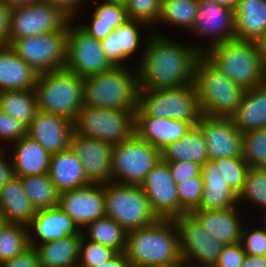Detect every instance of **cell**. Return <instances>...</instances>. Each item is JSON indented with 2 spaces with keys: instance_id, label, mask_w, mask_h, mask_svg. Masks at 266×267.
<instances>
[{
  "instance_id": "obj_43",
  "label": "cell",
  "mask_w": 266,
  "mask_h": 267,
  "mask_svg": "<svg viewBox=\"0 0 266 267\" xmlns=\"http://www.w3.org/2000/svg\"><path fill=\"white\" fill-rule=\"evenodd\" d=\"M215 163H221V174L226 180L227 185L233 192L239 195L244 187L246 174L249 165L243 158H225L214 160Z\"/></svg>"
},
{
  "instance_id": "obj_47",
  "label": "cell",
  "mask_w": 266,
  "mask_h": 267,
  "mask_svg": "<svg viewBox=\"0 0 266 267\" xmlns=\"http://www.w3.org/2000/svg\"><path fill=\"white\" fill-rule=\"evenodd\" d=\"M27 135V126L0 110V142H17ZM1 147V146H0Z\"/></svg>"
},
{
  "instance_id": "obj_3",
  "label": "cell",
  "mask_w": 266,
  "mask_h": 267,
  "mask_svg": "<svg viewBox=\"0 0 266 267\" xmlns=\"http://www.w3.org/2000/svg\"><path fill=\"white\" fill-rule=\"evenodd\" d=\"M202 55L245 90L266 84V62L256 41L229 40L213 45Z\"/></svg>"
},
{
  "instance_id": "obj_5",
  "label": "cell",
  "mask_w": 266,
  "mask_h": 267,
  "mask_svg": "<svg viewBox=\"0 0 266 267\" xmlns=\"http://www.w3.org/2000/svg\"><path fill=\"white\" fill-rule=\"evenodd\" d=\"M112 67L103 73L83 78L84 105L102 109L136 110L138 70ZM136 70V71H135Z\"/></svg>"
},
{
  "instance_id": "obj_13",
  "label": "cell",
  "mask_w": 266,
  "mask_h": 267,
  "mask_svg": "<svg viewBox=\"0 0 266 267\" xmlns=\"http://www.w3.org/2000/svg\"><path fill=\"white\" fill-rule=\"evenodd\" d=\"M112 67L101 48L100 40L71 20L68 23L67 59L64 68L85 78L103 73Z\"/></svg>"
},
{
  "instance_id": "obj_2",
  "label": "cell",
  "mask_w": 266,
  "mask_h": 267,
  "mask_svg": "<svg viewBox=\"0 0 266 267\" xmlns=\"http://www.w3.org/2000/svg\"><path fill=\"white\" fill-rule=\"evenodd\" d=\"M125 254L132 267L184 266L177 227L171 218H159L128 232Z\"/></svg>"
},
{
  "instance_id": "obj_33",
  "label": "cell",
  "mask_w": 266,
  "mask_h": 267,
  "mask_svg": "<svg viewBox=\"0 0 266 267\" xmlns=\"http://www.w3.org/2000/svg\"><path fill=\"white\" fill-rule=\"evenodd\" d=\"M92 21L89 23L77 24L89 35L97 40L105 39L118 26L123 24L127 18L126 8L120 4L101 2L95 5L93 10ZM91 22V23H90Z\"/></svg>"
},
{
  "instance_id": "obj_28",
  "label": "cell",
  "mask_w": 266,
  "mask_h": 267,
  "mask_svg": "<svg viewBox=\"0 0 266 267\" xmlns=\"http://www.w3.org/2000/svg\"><path fill=\"white\" fill-rule=\"evenodd\" d=\"M266 29V0H238L234 11L236 40L256 41Z\"/></svg>"
},
{
  "instance_id": "obj_12",
  "label": "cell",
  "mask_w": 266,
  "mask_h": 267,
  "mask_svg": "<svg viewBox=\"0 0 266 267\" xmlns=\"http://www.w3.org/2000/svg\"><path fill=\"white\" fill-rule=\"evenodd\" d=\"M72 19L49 0L11 8L6 45L15 39L63 29Z\"/></svg>"
},
{
  "instance_id": "obj_9",
  "label": "cell",
  "mask_w": 266,
  "mask_h": 267,
  "mask_svg": "<svg viewBox=\"0 0 266 267\" xmlns=\"http://www.w3.org/2000/svg\"><path fill=\"white\" fill-rule=\"evenodd\" d=\"M135 110L102 109L83 105L73 121L74 133L111 145L135 135Z\"/></svg>"
},
{
  "instance_id": "obj_27",
  "label": "cell",
  "mask_w": 266,
  "mask_h": 267,
  "mask_svg": "<svg viewBox=\"0 0 266 267\" xmlns=\"http://www.w3.org/2000/svg\"><path fill=\"white\" fill-rule=\"evenodd\" d=\"M48 175L59 193L91 184L71 148L51 154Z\"/></svg>"
},
{
  "instance_id": "obj_59",
  "label": "cell",
  "mask_w": 266,
  "mask_h": 267,
  "mask_svg": "<svg viewBox=\"0 0 266 267\" xmlns=\"http://www.w3.org/2000/svg\"><path fill=\"white\" fill-rule=\"evenodd\" d=\"M1 1L11 9L21 5H30L31 3L37 2L39 0H1Z\"/></svg>"
},
{
  "instance_id": "obj_41",
  "label": "cell",
  "mask_w": 266,
  "mask_h": 267,
  "mask_svg": "<svg viewBox=\"0 0 266 267\" xmlns=\"http://www.w3.org/2000/svg\"><path fill=\"white\" fill-rule=\"evenodd\" d=\"M242 158L249 167L266 168V128L243 134Z\"/></svg>"
},
{
  "instance_id": "obj_32",
  "label": "cell",
  "mask_w": 266,
  "mask_h": 267,
  "mask_svg": "<svg viewBox=\"0 0 266 267\" xmlns=\"http://www.w3.org/2000/svg\"><path fill=\"white\" fill-rule=\"evenodd\" d=\"M81 236H70L42 244H30L41 267H73L79 260Z\"/></svg>"
},
{
  "instance_id": "obj_52",
  "label": "cell",
  "mask_w": 266,
  "mask_h": 267,
  "mask_svg": "<svg viewBox=\"0 0 266 267\" xmlns=\"http://www.w3.org/2000/svg\"><path fill=\"white\" fill-rule=\"evenodd\" d=\"M5 150L0 147V189L14 177L11 159L6 158Z\"/></svg>"
},
{
  "instance_id": "obj_51",
  "label": "cell",
  "mask_w": 266,
  "mask_h": 267,
  "mask_svg": "<svg viewBox=\"0 0 266 267\" xmlns=\"http://www.w3.org/2000/svg\"><path fill=\"white\" fill-rule=\"evenodd\" d=\"M224 246V243L210 236L206 240L205 254H203V267H215Z\"/></svg>"
},
{
  "instance_id": "obj_46",
  "label": "cell",
  "mask_w": 266,
  "mask_h": 267,
  "mask_svg": "<svg viewBox=\"0 0 266 267\" xmlns=\"http://www.w3.org/2000/svg\"><path fill=\"white\" fill-rule=\"evenodd\" d=\"M262 228L249 227L242 230L241 244L246 255L266 256V219Z\"/></svg>"
},
{
  "instance_id": "obj_24",
  "label": "cell",
  "mask_w": 266,
  "mask_h": 267,
  "mask_svg": "<svg viewBox=\"0 0 266 267\" xmlns=\"http://www.w3.org/2000/svg\"><path fill=\"white\" fill-rule=\"evenodd\" d=\"M172 219L177 227L179 249L184 266L203 267V254H205L206 240L210 234L191 214L176 216Z\"/></svg>"
},
{
  "instance_id": "obj_35",
  "label": "cell",
  "mask_w": 266,
  "mask_h": 267,
  "mask_svg": "<svg viewBox=\"0 0 266 267\" xmlns=\"http://www.w3.org/2000/svg\"><path fill=\"white\" fill-rule=\"evenodd\" d=\"M0 110L28 126L38 111L35 90L0 92Z\"/></svg>"
},
{
  "instance_id": "obj_50",
  "label": "cell",
  "mask_w": 266,
  "mask_h": 267,
  "mask_svg": "<svg viewBox=\"0 0 266 267\" xmlns=\"http://www.w3.org/2000/svg\"><path fill=\"white\" fill-rule=\"evenodd\" d=\"M0 267H41V264L35 249L30 246L27 250L5 262Z\"/></svg>"
},
{
  "instance_id": "obj_30",
  "label": "cell",
  "mask_w": 266,
  "mask_h": 267,
  "mask_svg": "<svg viewBox=\"0 0 266 267\" xmlns=\"http://www.w3.org/2000/svg\"><path fill=\"white\" fill-rule=\"evenodd\" d=\"M0 213L8 223H20L26 226L36 214V209L24 193L20 178L17 176L0 189Z\"/></svg>"
},
{
  "instance_id": "obj_55",
  "label": "cell",
  "mask_w": 266,
  "mask_h": 267,
  "mask_svg": "<svg viewBox=\"0 0 266 267\" xmlns=\"http://www.w3.org/2000/svg\"><path fill=\"white\" fill-rule=\"evenodd\" d=\"M11 9L0 1V45H6Z\"/></svg>"
},
{
  "instance_id": "obj_8",
  "label": "cell",
  "mask_w": 266,
  "mask_h": 267,
  "mask_svg": "<svg viewBox=\"0 0 266 267\" xmlns=\"http://www.w3.org/2000/svg\"><path fill=\"white\" fill-rule=\"evenodd\" d=\"M104 207L105 216L115 220L127 232L159 219L140 185L105 183Z\"/></svg>"
},
{
  "instance_id": "obj_25",
  "label": "cell",
  "mask_w": 266,
  "mask_h": 267,
  "mask_svg": "<svg viewBox=\"0 0 266 267\" xmlns=\"http://www.w3.org/2000/svg\"><path fill=\"white\" fill-rule=\"evenodd\" d=\"M36 73L10 45H0V92L35 90Z\"/></svg>"
},
{
  "instance_id": "obj_56",
  "label": "cell",
  "mask_w": 266,
  "mask_h": 267,
  "mask_svg": "<svg viewBox=\"0 0 266 267\" xmlns=\"http://www.w3.org/2000/svg\"><path fill=\"white\" fill-rule=\"evenodd\" d=\"M95 267H132L131 262L128 260L125 252L117 253L110 260L101 263Z\"/></svg>"
},
{
  "instance_id": "obj_54",
  "label": "cell",
  "mask_w": 266,
  "mask_h": 267,
  "mask_svg": "<svg viewBox=\"0 0 266 267\" xmlns=\"http://www.w3.org/2000/svg\"><path fill=\"white\" fill-rule=\"evenodd\" d=\"M55 6L60 8L67 16H69L72 20L76 19V15H78L79 4H83L84 0H49ZM86 1V0H85Z\"/></svg>"
},
{
  "instance_id": "obj_21",
  "label": "cell",
  "mask_w": 266,
  "mask_h": 267,
  "mask_svg": "<svg viewBox=\"0 0 266 267\" xmlns=\"http://www.w3.org/2000/svg\"><path fill=\"white\" fill-rule=\"evenodd\" d=\"M149 26L140 20L128 19L118 26L105 39L100 40L101 48L113 67H129L125 60L137 54L142 36L141 27Z\"/></svg>"
},
{
  "instance_id": "obj_17",
  "label": "cell",
  "mask_w": 266,
  "mask_h": 267,
  "mask_svg": "<svg viewBox=\"0 0 266 267\" xmlns=\"http://www.w3.org/2000/svg\"><path fill=\"white\" fill-rule=\"evenodd\" d=\"M113 145L96 138L73 133L70 148L83 164L84 173L91 183L111 182Z\"/></svg>"
},
{
  "instance_id": "obj_40",
  "label": "cell",
  "mask_w": 266,
  "mask_h": 267,
  "mask_svg": "<svg viewBox=\"0 0 266 267\" xmlns=\"http://www.w3.org/2000/svg\"><path fill=\"white\" fill-rule=\"evenodd\" d=\"M246 201L259 205L265 214L262 218L266 219V168L249 167L243 190L238 195V204Z\"/></svg>"
},
{
  "instance_id": "obj_57",
  "label": "cell",
  "mask_w": 266,
  "mask_h": 267,
  "mask_svg": "<svg viewBox=\"0 0 266 267\" xmlns=\"http://www.w3.org/2000/svg\"><path fill=\"white\" fill-rule=\"evenodd\" d=\"M240 267H266V256L246 255Z\"/></svg>"
},
{
  "instance_id": "obj_26",
  "label": "cell",
  "mask_w": 266,
  "mask_h": 267,
  "mask_svg": "<svg viewBox=\"0 0 266 267\" xmlns=\"http://www.w3.org/2000/svg\"><path fill=\"white\" fill-rule=\"evenodd\" d=\"M11 163L14 176L24 177L48 173L51 154L28 135L13 143Z\"/></svg>"
},
{
  "instance_id": "obj_60",
  "label": "cell",
  "mask_w": 266,
  "mask_h": 267,
  "mask_svg": "<svg viewBox=\"0 0 266 267\" xmlns=\"http://www.w3.org/2000/svg\"><path fill=\"white\" fill-rule=\"evenodd\" d=\"M211 1L218 5L232 9L234 11L238 5V0H211Z\"/></svg>"
},
{
  "instance_id": "obj_61",
  "label": "cell",
  "mask_w": 266,
  "mask_h": 267,
  "mask_svg": "<svg viewBox=\"0 0 266 267\" xmlns=\"http://www.w3.org/2000/svg\"><path fill=\"white\" fill-rule=\"evenodd\" d=\"M105 3H112V4H120L125 6L127 3V0H103Z\"/></svg>"
},
{
  "instance_id": "obj_23",
  "label": "cell",
  "mask_w": 266,
  "mask_h": 267,
  "mask_svg": "<svg viewBox=\"0 0 266 267\" xmlns=\"http://www.w3.org/2000/svg\"><path fill=\"white\" fill-rule=\"evenodd\" d=\"M192 126L190 122L171 118L135 117V134L160 151L181 139Z\"/></svg>"
},
{
  "instance_id": "obj_18",
  "label": "cell",
  "mask_w": 266,
  "mask_h": 267,
  "mask_svg": "<svg viewBox=\"0 0 266 267\" xmlns=\"http://www.w3.org/2000/svg\"><path fill=\"white\" fill-rule=\"evenodd\" d=\"M199 8L194 26L190 32L211 41L205 50L213 45L234 40V10L218 5L211 0H198Z\"/></svg>"
},
{
  "instance_id": "obj_11",
  "label": "cell",
  "mask_w": 266,
  "mask_h": 267,
  "mask_svg": "<svg viewBox=\"0 0 266 267\" xmlns=\"http://www.w3.org/2000/svg\"><path fill=\"white\" fill-rule=\"evenodd\" d=\"M68 24L60 30L15 39L10 47L36 73H46L65 67L67 59Z\"/></svg>"
},
{
  "instance_id": "obj_19",
  "label": "cell",
  "mask_w": 266,
  "mask_h": 267,
  "mask_svg": "<svg viewBox=\"0 0 266 267\" xmlns=\"http://www.w3.org/2000/svg\"><path fill=\"white\" fill-rule=\"evenodd\" d=\"M73 122L66 117L37 111L27 126V135L50 154L70 148Z\"/></svg>"
},
{
  "instance_id": "obj_34",
  "label": "cell",
  "mask_w": 266,
  "mask_h": 267,
  "mask_svg": "<svg viewBox=\"0 0 266 267\" xmlns=\"http://www.w3.org/2000/svg\"><path fill=\"white\" fill-rule=\"evenodd\" d=\"M81 233L86 239L109 247L117 253L126 250L128 232L110 217L98 218L81 230Z\"/></svg>"
},
{
  "instance_id": "obj_4",
  "label": "cell",
  "mask_w": 266,
  "mask_h": 267,
  "mask_svg": "<svg viewBox=\"0 0 266 267\" xmlns=\"http://www.w3.org/2000/svg\"><path fill=\"white\" fill-rule=\"evenodd\" d=\"M202 115L231 118L237 111L245 89L232 82L203 55L195 65L194 82Z\"/></svg>"
},
{
  "instance_id": "obj_16",
  "label": "cell",
  "mask_w": 266,
  "mask_h": 267,
  "mask_svg": "<svg viewBox=\"0 0 266 267\" xmlns=\"http://www.w3.org/2000/svg\"><path fill=\"white\" fill-rule=\"evenodd\" d=\"M152 210L159 218L179 216V199L176 184L168 164L161 160L146 175L140 184Z\"/></svg>"
},
{
  "instance_id": "obj_45",
  "label": "cell",
  "mask_w": 266,
  "mask_h": 267,
  "mask_svg": "<svg viewBox=\"0 0 266 267\" xmlns=\"http://www.w3.org/2000/svg\"><path fill=\"white\" fill-rule=\"evenodd\" d=\"M162 0H127V18L140 20L154 28L161 11Z\"/></svg>"
},
{
  "instance_id": "obj_44",
  "label": "cell",
  "mask_w": 266,
  "mask_h": 267,
  "mask_svg": "<svg viewBox=\"0 0 266 267\" xmlns=\"http://www.w3.org/2000/svg\"><path fill=\"white\" fill-rule=\"evenodd\" d=\"M117 252L109 247L86 239L81 234L79 260L80 267H95L113 258Z\"/></svg>"
},
{
  "instance_id": "obj_10",
  "label": "cell",
  "mask_w": 266,
  "mask_h": 267,
  "mask_svg": "<svg viewBox=\"0 0 266 267\" xmlns=\"http://www.w3.org/2000/svg\"><path fill=\"white\" fill-rule=\"evenodd\" d=\"M161 160V151L135 134L129 140L113 145L111 182L140 185Z\"/></svg>"
},
{
  "instance_id": "obj_42",
  "label": "cell",
  "mask_w": 266,
  "mask_h": 267,
  "mask_svg": "<svg viewBox=\"0 0 266 267\" xmlns=\"http://www.w3.org/2000/svg\"><path fill=\"white\" fill-rule=\"evenodd\" d=\"M176 188L179 199V216L190 214L199 207L204 189L202 174L176 184Z\"/></svg>"
},
{
  "instance_id": "obj_37",
  "label": "cell",
  "mask_w": 266,
  "mask_h": 267,
  "mask_svg": "<svg viewBox=\"0 0 266 267\" xmlns=\"http://www.w3.org/2000/svg\"><path fill=\"white\" fill-rule=\"evenodd\" d=\"M199 8L198 0H162L157 23L191 30Z\"/></svg>"
},
{
  "instance_id": "obj_6",
  "label": "cell",
  "mask_w": 266,
  "mask_h": 267,
  "mask_svg": "<svg viewBox=\"0 0 266 267\" xmlns=\"http://www.w3.org/2000/svg\"><path fill=\"white\" fill-rule=\"evenodd\" d=\"M35 92L38 110L75 120L84 105L83 77L66 68L38 74Z\"/></svg>"
},
{
  "instance_id": "obj_36",
  "label": "cell",
  "mask_w": 266,
  "mask_h": 267,
  "mask_svg": "<svg viewBox=\"0 0 266 267\" xmlns=\"http://www.w3.org/2000/svg\"><path fill=\"white\" fill-rule=\"evenodd\" d=\"M22 189L36 210L59 205V192L48 173L19 177Z\"/></svg>"
},
{
  "instance_id": "obj_31",
  "label": "cell",
  "mask_w": 266,
  "mask_h": 267,
  "mask_svg": "<svg viewBox=\"0 0 266 267\" xmlns=\"http://www.w3.org/2000/svg\"><path fill=\"white\" fill-rule=\"evenodd\" d=\"M164 162L189 161L201 166L209 161L202 128L197 124L179 140L161 151Z\"/></svg>"
},
{
  "instance_id": "obj_7",
  "label": "cell",
  "mask_w": 266,
  "mask_h": 267,
  "mask_svg": "<svg viewBox=\"0 0 266 267\" xmlns=\"http://www.w3.org/2000/svg\"><path fill=\"white\" fill-rule=\"evenodd\" d=\"M202 116L194 85L139 89L135 117L171 118L197 125Z\"/></svg>"
},
{
  "instance_id": "obj_62",
  "label": "cell",
  "mask_w": 266,
  "mask_h": 267,
  "mask_svg": "<svg viewBox=\"0 0 266 267\" xmlns=\"http://www.w3.org/2000/svg\"><path fill=\"white\" fill-rule=\"evenodd\" d=\"M8 223L5 217L0 213V231L4 228V226Z\"/></svg>"
},
{
  "instance_id": "obj_53",
  "label": "cell",
  "mask_w": 266,
  "mask_h": 267,
  "mask_svg": "<svg viewBox=\"0 0 266 267\" xmlns=\"http://www.w3.org/2000/svg\"><path fill=\"white\" fill-rule=\"evenodd\" d=\"M201 174L203 180L226 181L221 174V163H215L212 160H209L202 165Z\"/></svg>"
},
{
  "instance_id": "obj_48",
  "label": "cell",
  "mask_w": 266,
  "mask_h": 267,
  "mask_svg": "<svg viewBox=\"0 0 266 267\" xmlns=\"http://www.w3.org/2000/svg\"><path fill=\"white\" fill-rule=\"evenodd\" d=\"M170 169L175 184L182 183L186 179L201 175L202 166L189 161L166 162Z\"/></svg>"
},
{
  "instance_id": "obj_58",
  "label": "cell",
  "mask_w": 266,
  "mask_h": 267,
  "mask_svg": "<svg viewBox=\"0 0 266 267\" xmlns=\"http://www.w3.org/2000/svg\"><path fill=\"white\" fill-rule=\"evenodd\" d=\"M258 50L266 62V29L263 34L256 40Z\"/></svg>"
},
{
  "instance_id": "obj_1",
  "label": "cell",
  "mask_w": 266,
  "mask_h": 267,
  "mask_svg": "<svg viewBox=\"0 0 266 267\" xmlns=\"http://www.w3.org/2000/svg\"><path fill=\"white\" fill-rule=\"evenodd\" d=\"M160 32L147 35L138 70L139 89H163L193 85L195 65L205 46L177 43Z\"/></svg>"
},
{
  "instance_id": "obj_38",
  "label": "cell",
  "mask_w": 266,
  "mask_h": 267,
  "mask_svg": "<svg viewBox=\"0 0 266 267\" xmlns=\"http://www.w3.org/2000/svg\"><path fill=\"white\" fill-rule=\"evenodd\" d=\"M238 206V195L226 181L204 180L203 196L197 210H223Z\"/></svg>"
},
{
  "instance_id": "obj_20",
  "label": "cell",
  "mask_w": 266,
  "mask_h": 267,
  "mask_svg": "<svg viewBox=\"0 0 266 267\" xmlns=\"http://www.w3.org/2000/svg\"><path fill=\"white\" fill-rule=\"evenodd\" d=\"M27 227L30 244H42L82 234L69 215L59 206L36 210Z\"/></svg>"
},
{
  "instance_id": "obj_22",
  "label": "cell",
  "mask_w": 266,
  "mask_h": 267,
  "mask_svg": "<svg viewBox=\"0 0 266 267\" xmlns=\"http://www.w3.org/2000/svg\"><path fill=\"white\" fill-rule=\"evenodd\" d=\"M238 207L223 210H193L190 214L210 234L225 245L241 242L245 224L240 218ZM244 224V226H243Z\"/></svg>"
},
{
  "instance_id": "obj_39",
  "label": "cell",
  "mask_w": 266,
  "mask_h": 267,
  "mask_svg": "<svg viewBox=\"0 0 266 267\" xmlns=\"http://www.w3.org/2000/svg\"><path fill=\"white\" fill-rule=\"evenodd\" d=\"M30 247L28 227L7 223L0 231V266Z\"/></svg>"
},
{
  "instance_id": "obj_14",
  "label": "cell",
  "mask_w": 266,
  "mask_h": 267,
  "mask_svg": "<svg viewBox=\"0 0 266 267\" xmlns=\"http://www.w3.org/2000/svg\"><path fill=\"white\" fill-rule=\"evenodd\" d=\"M74 224L83 230L88 224L105 216L104 184L90 185L59 194V205Z\"/></svg>"
},
{
  "instance_id": "obj_29",
  "label": "cell",
  "mask_w": 266,
  "mask_h": 267,
  "mask_svg": "<svg viewBox=\"0 0 266 267\" xmlns=\"http://www.w3.org/2000/svg\"><path fill=\"white\" fill-rule=\"evenodd\" d=\"M231 118L242 134L266 128V84L245 90L242 101Z\"/></svg>"
},
{
  "instance_id": "obj_49",
  "label": "cell",
  "mask_w": 266,
  "mask_h": 267,
  "mask_svg": "<svg viewBox=\"0 0 266 267\" xmlns=\"http://www.w3.org/2000/svg\"><path fill=\"white\" fill-rule=\"evenodd\" d=\"M246 257L241 243L225 245L215 267H240Z\"/></svg>"
},
{
  "instance_id": "obj_15",
  "label": "cell",
  "mask_w": 266,
  "mask_h": 267,
  "mask_svg": "<svg viewBox=\"0 0 266 267\" xmlns=\"http://www.w3.org/2000/svg\"><path fill=\"white\" fill-rule=\"evenodd\" d=\"M198 125L203 130L209 160L242 158L243 134L232 118L202 115Z\"/></svg>"
}]
</instances>
